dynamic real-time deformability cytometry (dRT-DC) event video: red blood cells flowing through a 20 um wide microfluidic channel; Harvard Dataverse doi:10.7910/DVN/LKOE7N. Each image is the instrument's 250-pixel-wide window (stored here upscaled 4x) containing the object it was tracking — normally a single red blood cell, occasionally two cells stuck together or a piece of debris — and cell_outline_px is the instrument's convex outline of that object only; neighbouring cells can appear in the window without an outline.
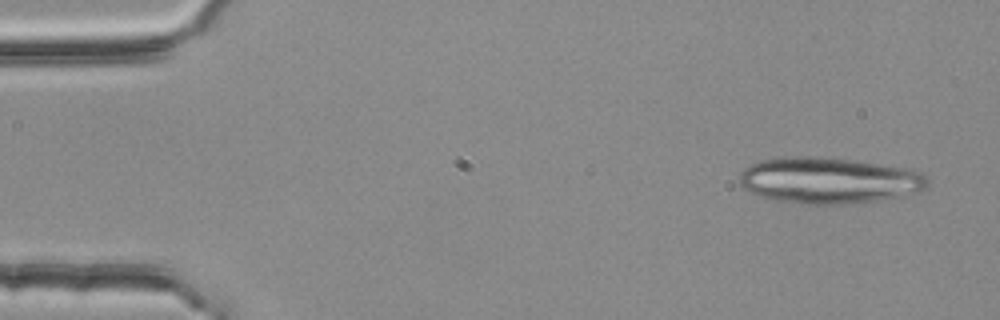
{"species": "common noctule bat (a hibernating species)", "species_latin": "Nyctalus noctula", "temperature_condition": "room temperature", "stored_images_in_passage": 3, "camera_frame_rate_fps": 3000, "um_per_image_px": 0.085, "animal": {"sex": "female", "body_mass_g": 25.1}, "frame": {"image": 1, "passage_image": 1, "time_ms": 0.0, "image_size_px": [1000, 320], "cell_outline_px": [[928, 184], [920, 192], [904, 196], [876, 200], [840, 204], [808, 204], [776, 200], [760, 196], [740, 188], [740, 172], [748, 164], [760, 160], [780, 156], [816, 156], [852, 160], [904, 168], [920, 172], [928, 180]], "centroid_in_image_um": [70.39, 15.32], "position_along_channel_um": 14.6, "area_um2": 50.69}}